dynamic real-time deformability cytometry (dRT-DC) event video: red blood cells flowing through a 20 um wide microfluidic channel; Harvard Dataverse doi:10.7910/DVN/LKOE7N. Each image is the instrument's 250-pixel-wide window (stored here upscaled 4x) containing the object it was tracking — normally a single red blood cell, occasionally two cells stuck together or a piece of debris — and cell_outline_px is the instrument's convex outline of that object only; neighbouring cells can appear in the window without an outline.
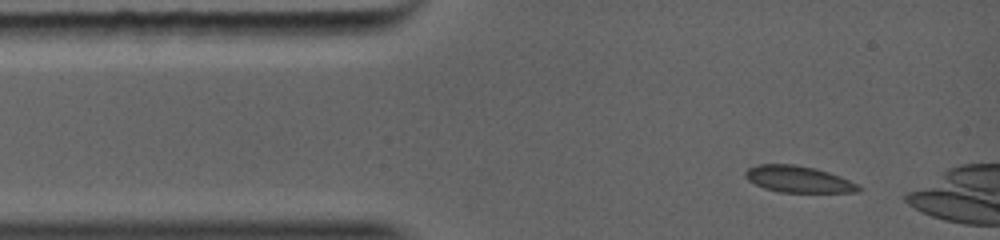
{"species": "common noctule bat (a hibernating species)", "species_latin": "Nyctalus noctula", "temperature_condition": "warm", "stored_images_in_passage": 26, "camera_frame_rate_fps": 5000, "um_per_image_px": 0.085, "animal": {"sex": "female", "body_mass_g": 19.0, "forearm_length_mm": 56.7}, "frame": {"image": 1, "passage_image": 1, "time_ms": 0.0, "image_size_px": [1000, 240], "cell_outline_px": [[864, 188], [860, 192], [780, 192], [764, 188], [748, 180], [744, 176], [744, 172], [748, 168], [756, 164], [796, 164], [816, 168], [840, 176]], "centroid_in_image_um": [67.85, 15.22], "position_along_channel_um": 17.2, "area_um2": 17.57}}
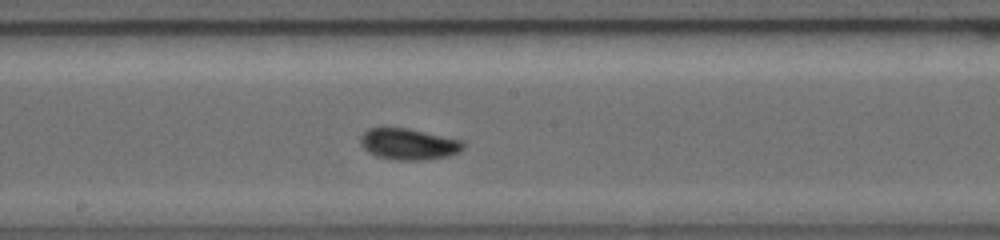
{"frame": {"image": 2, "passage_image": 13, "time_ms": 4.8, "image_size_px": [1000, 240], "cell_outline_px": [[468, 144], [460, 152], [448, 156], [424, 160], [392, 160], [376, 156], [368, 152], [360, 144], [360, 136], [364, 132], [372, 128], [404, 128], [464, 140]], "centroid_in_image_um": [34.77, 12.27], "position_along_channel_um": 213.4, "area_um2": 18.84}}
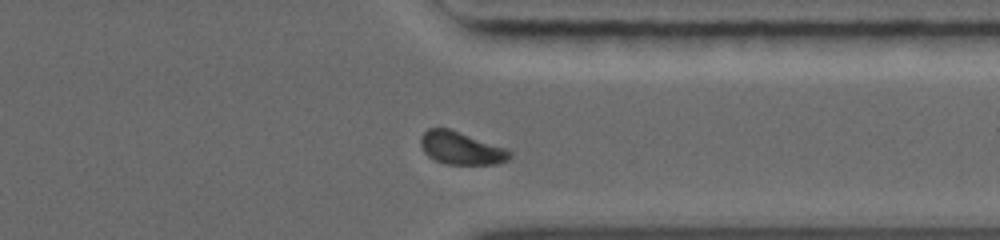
{"frame": {"image": 3, "passage_image": 21, "time_ms": 8.0, "image_size_px": [1000, 240], "cell_outline_px": [[512, 156], [508, 160], [496, 164], [444, 164], [428, 156], [424, 152], [420, 144], [420, 136], [428, 128], [448, 128], [508, 148], [512, 152]], "centroid_in_image_um": [39.21, 12.59], "position_along_channel_um": 372.2, "area_um2": 17.17}}